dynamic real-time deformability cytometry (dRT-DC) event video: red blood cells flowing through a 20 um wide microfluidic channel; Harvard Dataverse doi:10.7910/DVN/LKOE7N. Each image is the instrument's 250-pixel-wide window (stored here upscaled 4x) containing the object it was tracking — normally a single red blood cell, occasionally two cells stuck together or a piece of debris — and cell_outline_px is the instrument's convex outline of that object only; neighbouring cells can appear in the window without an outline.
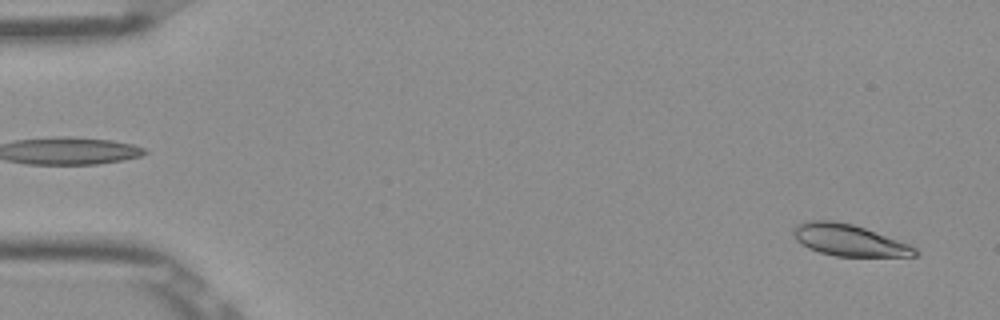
{"species": "Egyptian fruit bat (a non-hibernating species)", "species_latin": "Rousettus aegyptiacus", "temperature_condition": "room temperature", "stored_images_in_passage": 51, "camera_frame_rate_fps": 3000, "um_per_image_px": 0.085, "frame": {"image": 1, "passage_image": 2, "time_ms": 0.333, "image_size_px": [1000, 320], "cell_outline_px": [[920, 252], [916, 256], [836, 256], [820, 252], [808, 248], [800, 244], [796, 240], [792, 232], [796, 224], [808, 220], [836, 220], [852, 224], [864, 228], [908, 244], [916, 248]], "centroid_in_image_um": [72.12, 20.41], "position_along_channel_um": 12.9, "area_um2": 22.31}}
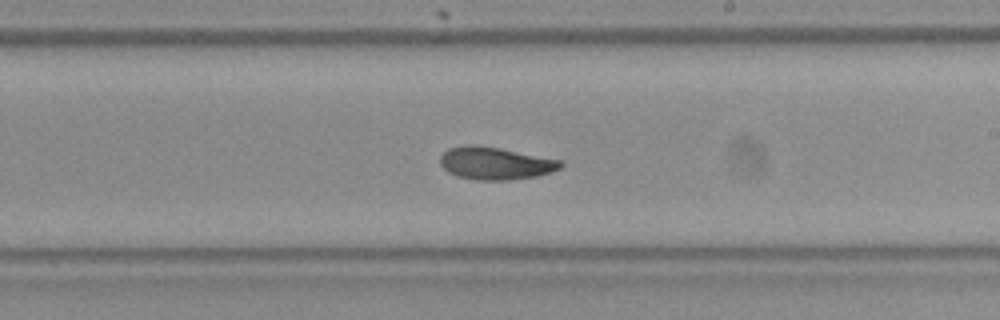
{"frame": {"image": 2, "passage_image": 30, "time_ms": 9.667, "image_size_px": [1000, 320], "cell_outline_px": [[564, 164], [560, 168], [552, 172], [536, 176], [512, 180], [476, 180], [456, 176], [448, 172], [440, 164], [440, 156], [448, 148], [472, 144], [500, 148], [560, 160]], "centroid_in_image_um": [42.09, 13.89], "position_along_channel_um": 246.9, "area_um2": 22.83}}
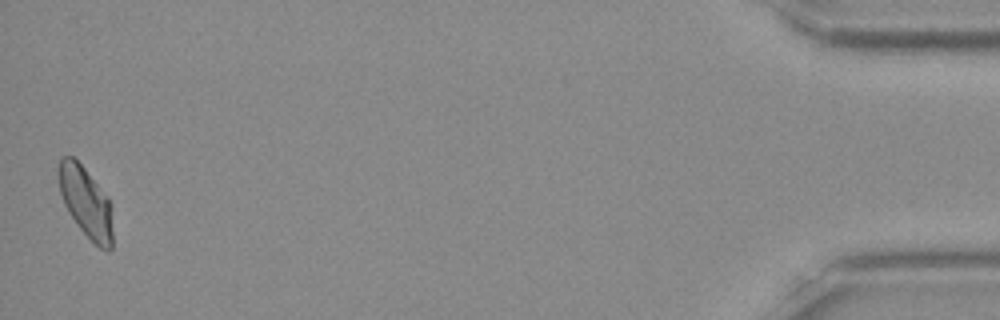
{"frame": {"image": 3, "passage_image": 51, "time_ms": 16.667, "image_size_px": [1000, 320], "cell_outline_px": [[112, 248], [108, 252], [100, 248], [80, 228], [68, 212], [64, 204], [60, 192], [56, 172], [56, 168], [60, 160], [64, 156], [72, 156], [84, 168], [108, 196], [112, 204]], "centroid_in_image_um": [7.29, 17.16], "position_along_channel_um": 427.9, "area_um2": 22.43}, "authors_computed_cell_mechanics": {"area_um2": 22.5998, "velocity_mm_per_s": 3.8721, "shape_relaxation_time_tau1_ms": 4.5767, "shape_relaxation_time_tau2_ms": 2.5294, "deformation_change_tau1": 0.1309, "deformation_change_tau2": 0.064}}